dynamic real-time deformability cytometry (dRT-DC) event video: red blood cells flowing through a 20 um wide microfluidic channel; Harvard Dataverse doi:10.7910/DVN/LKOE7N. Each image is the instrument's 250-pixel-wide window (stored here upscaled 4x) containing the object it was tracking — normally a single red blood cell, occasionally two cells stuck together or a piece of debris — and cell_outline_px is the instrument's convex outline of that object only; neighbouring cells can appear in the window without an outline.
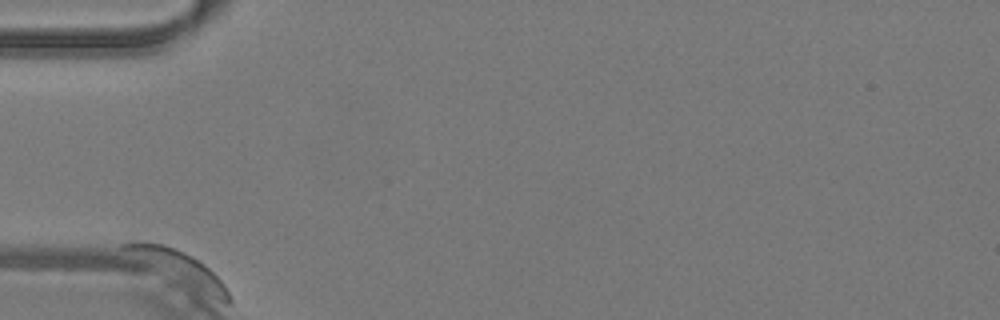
{"species": "common noctule bat (a hibernating species)", "species_latin": "Nyctalus noctula", "temperature_condition": "warm", "stored_images_in_passage": 43, "camera_frame_rate_fps": 3000, "um_per_image_px": 0.085, "animal": {"sex": "male", "body_mass_g": 19.2, "forearm_length_mm": 51.8}, "frame": {"image": 1, "passage_image": 1, "time_ms": 0.0, "image_size_px": [1000, 320], "cell_outline_px": [[232, 304], [224, 304], [120, 248], [120, 244], [164, 244], [176, 248], [192, 256], [204, 264], [224, 284], [232, 300]], "centroid_in_image_um": [15.41, 22.81], "position_along_channel_um": 69.6, "area_um2": 17.92}}
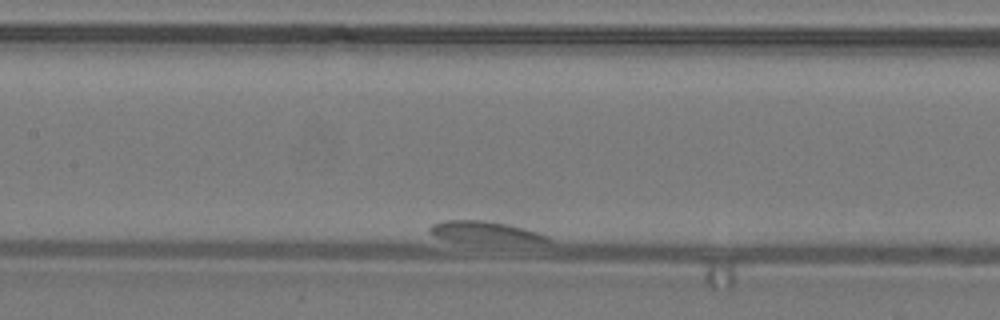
{"frame": {"image": 2, "passage_image": 16, "time_ms": 5.0, "image_size_px": [1000, 320], "cell_outline_px": [[552, 240], [452, 240], [432, 236], [428, 232], [428, 228], [432, 224], [440, 220], [488, 220], [508, 224], [524, 228], [548, 236]], "centroid_in_image_um": [40.96, 19.64], "position_along_channel_um": 166.4, "area_um2": 13.58}}
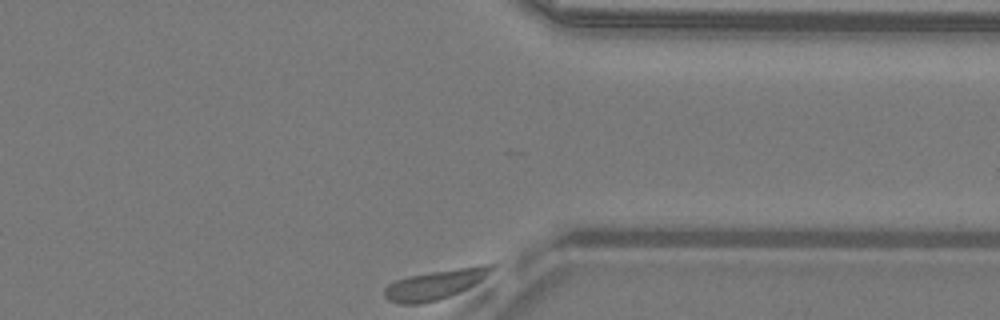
{"frame": {"image": 3, "passage_image": 43, "time_ms": 14.0, "image_size_px": [1000, 320], "cell_outline_px": [[496, 268], [492, 272], [468, 288], [460, 292], [424, 304], [400, 304], [388, 300], [384, 296], [384, 288], [388, 284], [396, 280], [408, 276], [476, 264], [496, 264]], "centroid_in_image_um": [37.03, 24.16], "position_along_channel_um": 374.4, "area_um2": 18.67}}